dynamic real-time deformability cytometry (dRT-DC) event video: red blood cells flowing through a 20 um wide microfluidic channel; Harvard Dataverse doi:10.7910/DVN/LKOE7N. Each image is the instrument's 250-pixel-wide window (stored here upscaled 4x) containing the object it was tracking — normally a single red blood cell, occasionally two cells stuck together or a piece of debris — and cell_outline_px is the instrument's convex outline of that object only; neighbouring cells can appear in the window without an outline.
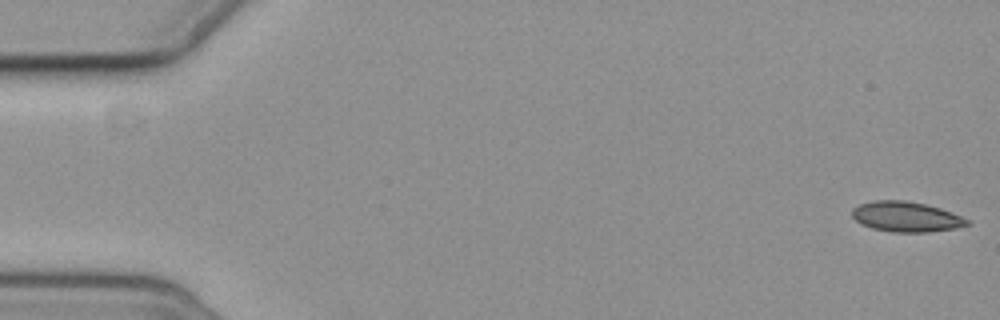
{"species": "common noctule bat (a hibernating species)", "species_latin": "Nyctalus noctula", "temperature_condition": "cold", "stored_images_in_passage": 6, "camera_frame_rate_fps": 3000, "um_per_image_px": 0.085, "animal": {"sex": "female", "body_mass_g": 19.3, "forearm_length_mm": 54.1}, "frame": {"image": 1, "passage_image": 1, "time_ms": 0.0, "image_size_px": [1000, 320], "cell_outline_px": [[972, 224], [956, 228], [928, 232], [892, 232], [872, 228], [856, 220], [852, 216], [852, 208], [860, 204], [872, 200], [904, 200], [924, 204], [940, 208], [960, 216], [968, 220]], "centroid_in_image_um": [77.02, 18.42], "position_along_channel_um": 8.0, "area_um2": 20.11}}
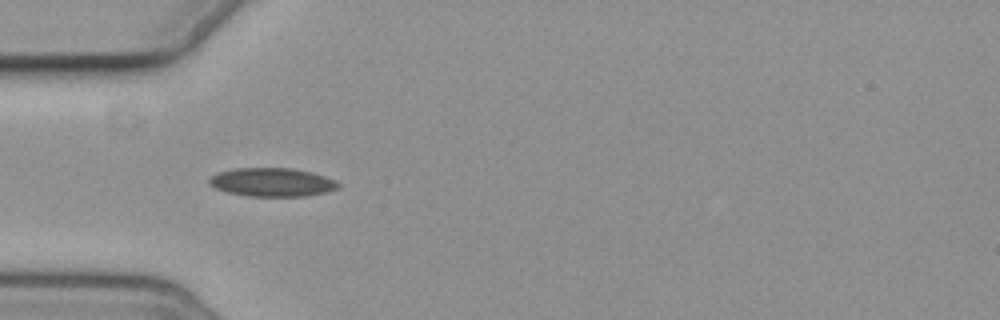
{"frame": {"image": 2, "passage_image": 5, "time_ms": 5.667, "image_size_px": [1000, 320], "cell_outline_px": [[340, 184], [336, 188], [324, 192], [304, 196], [248, 196], [228, 192], [216, 188], [208, 184], [208, 180], [216, 172], [236, 168], [292, 168], [312, 172], [336, 180]], "centroid_in_image_um": [23.09, 15.48], "position_along_channel_um": 61.9, "area_um2": 21.39}}
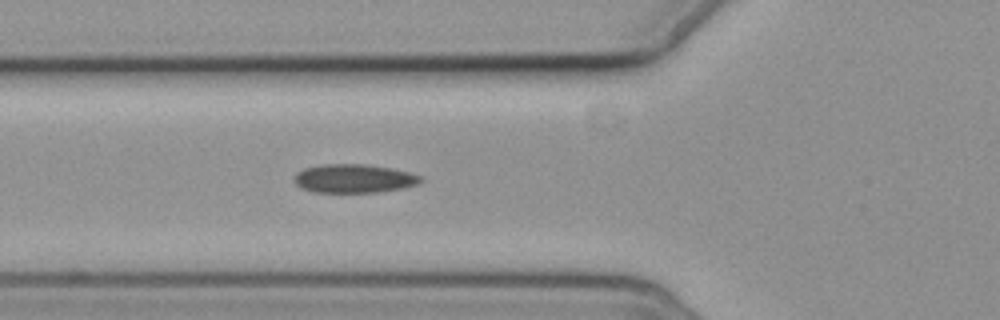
{"frame": {"image": 3, "passage_image": 6, "time_ms": 6.667, "image_size_px": [1000, 320], "cell_outline_px": [[424, 180], [420, 184], [404, 188], [376, 192], [316, 192], [300, 188], [296, 184], [296, 172], [304, 168], [324, 164], [368, 164], [392, 168], [408, 172], [420, 176]], "centroid_in_image_um": [30.12, 15.17], "position_along_channel_um": 95.7, "area_um2": 21.15}}